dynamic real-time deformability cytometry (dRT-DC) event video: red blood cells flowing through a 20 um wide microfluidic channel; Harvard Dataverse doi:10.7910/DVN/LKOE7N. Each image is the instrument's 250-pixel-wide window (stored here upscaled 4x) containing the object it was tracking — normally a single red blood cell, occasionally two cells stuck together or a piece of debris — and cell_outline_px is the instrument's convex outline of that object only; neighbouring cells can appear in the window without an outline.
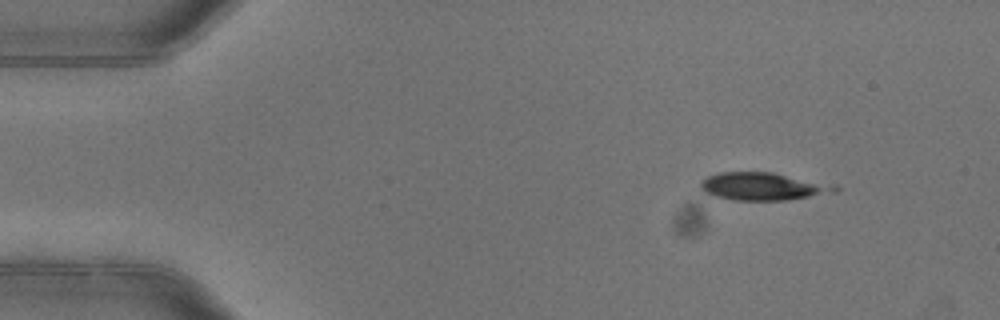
{"species": "common noctule bat (a hibernating species)", "species_latin": "Nyctalus noctula", "temperature_condition": "warm", "stored_images_in_passage": 4, "camera_frame_rate_fps": 3000, "um_per_image_px": 0.085, "animal": {"sex": "female"}, "frame": {"image": 1, "passage_image": 1, "time_ms": 0.0, "image_size_px": [1000, 320], "cell_outline_px": [[840, 188], [836, 192], [788, 200], [732, 200], [716, 196], [704, 192], [700, 188], [700, 180], [704, 176], [720, 172], [772, 172], [836, 184]], "centroid_in_image_um": [64.86, 15.83], "position_along_channel_um": 20.1, "area_um2": 22.02}}